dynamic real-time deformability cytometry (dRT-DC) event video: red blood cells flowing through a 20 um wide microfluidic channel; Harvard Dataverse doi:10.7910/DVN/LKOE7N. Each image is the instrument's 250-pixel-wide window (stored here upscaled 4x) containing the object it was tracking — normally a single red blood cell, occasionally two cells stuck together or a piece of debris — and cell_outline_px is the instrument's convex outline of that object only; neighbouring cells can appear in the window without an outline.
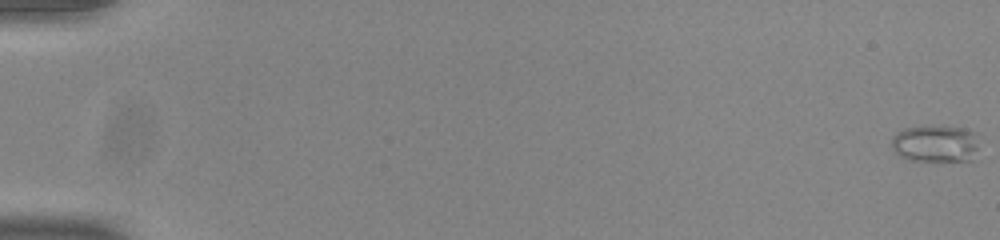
{"species": "common noctule bat (a hibernating species)", "species_latin": "Nyctalus noctula", "temperature_condition": "room temperature", "stored_images_in_passage": 55, "camera_frame_rate_fps": 3000, "um_per_image_px": 0.085, "animal": {"sex": "male", "body_mass_g": 20.0, "forearm_length_mm": 53.3}, "frame": {"image": 1, "passage_image": 1, "time_ms": 0.0, "image_size_px": [1000, 240], "cell_outline_px": [[976, 148], [972, 160], [908, 160], [896, 152], [892, 148], [892, 136], [896, 132], [904, 128], [944, 124], [964, 128], [972, 132]], "centroid_in_image_um": [79.45, 12.17], "position_along_channel_um": 5.6, "area_um2": 18.73}}
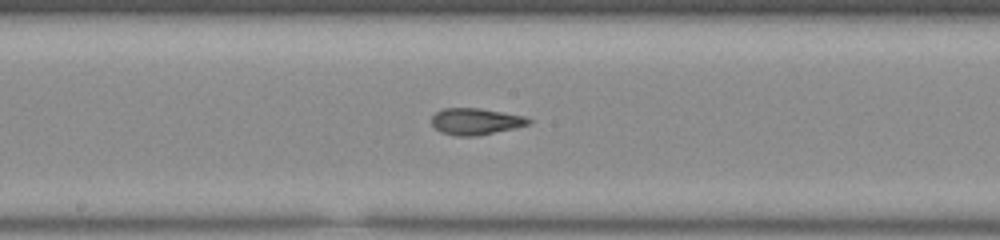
{"frame": {"image": 2, "passage_image": 31, "time_ms": 10.0, "image_size_px": [1000, 240], "cell_outline_px": [[532, 120], [528, 124], [516, 128], [476, 136], [456, 136], [440, 132], [432, 124], [432, 116], [436, 112], [444, 108], [480, 108], [524, 116]], "centroid_in_image_um": [40.42, 10.32], "position_along_channel_um": 207.8, "area_um2": 14.97}}
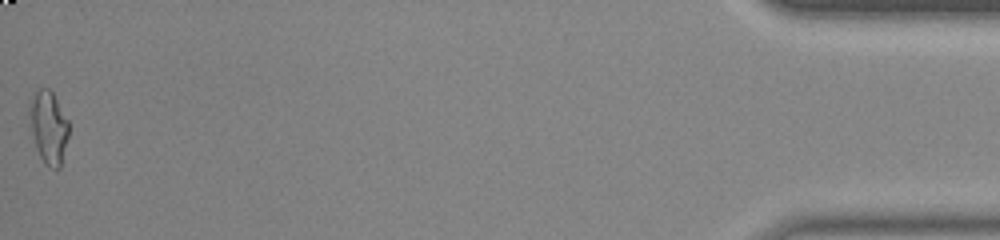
{"frame": {"image": 3, "passage_image": 55, "time_ms": 18.0, "image_size_px": [1000, 240], "cell_outline_px": [[68, 136], [60, 168], [56, 172], [48, 168], [44, 164], [36, 148], [32, 132], [28, 112], [28, 104], [36, 92], [40, 88], [48, 88], [52, 92], [68, 120]], "centroid_in_image_um": [4.12, 10.87], "position_along_channel_um": 431.1, "area_um2": 16.7}, "authors_computed_cell_mechanics": {"area_um2": 15.4326, "velocity_mm_per_s": 3.8962, "shape_relaxation_time_tau1_ms": 5.3989, "shape_relaxation_time_tau2_ms": 1.3178, "deformation_change_tau1": 0.2233, "deformation_change_tau2": 0.0888}}